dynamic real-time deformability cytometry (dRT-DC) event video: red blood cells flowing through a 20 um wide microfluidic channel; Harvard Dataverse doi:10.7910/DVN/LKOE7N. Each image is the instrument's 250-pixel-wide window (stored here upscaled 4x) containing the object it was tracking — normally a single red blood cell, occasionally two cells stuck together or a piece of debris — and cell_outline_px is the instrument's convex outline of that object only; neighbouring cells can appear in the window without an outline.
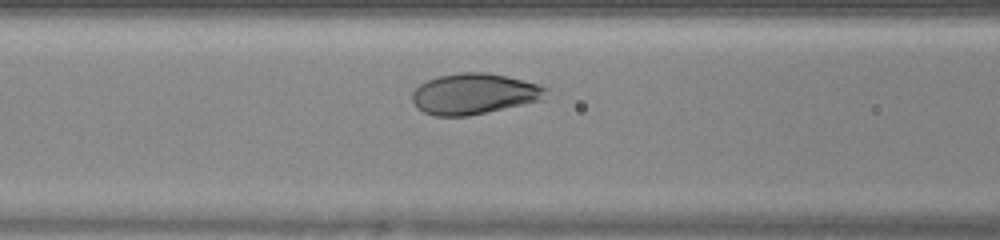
{"species": "human", "species_latin": "Homo sapiens", "temperature_condition": "warm", "stored_images_in_passage": 30, "camera_frame_rate_fps": 3000, "um_per_image_px": 0.085, "donor": {"sex": "female"}, "frame": {"image": 1, "passage_image": 10, "time_ms": 3.0, "image_size_px": [1000, 240], "cell_outline_px": [[548, 88], [540, 100], [524, 104], [468, 116], [436, 116], [424, 112], [416, 108], [412, 100], [412, 92], [420, 84], [428, 80], [440, 76], [460, 72], [488, 72], [508, 76], [536, 84]], "centroid_in_image_um": [40.25, 7.97], "position_along_channel_um": 126.3, "area_um2": 31.62}}
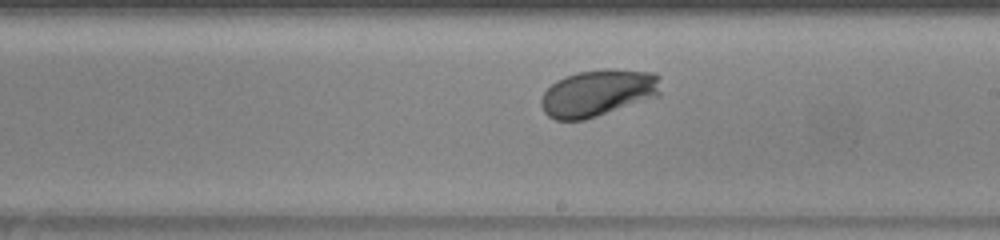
{"frame": {"image": 2, "passage_image": 18, "time_ms": 5.667, "image_size_px": [1000, 240], "cell_outline_px": [[660, 96], [584, 120], [556, 120], [548, 116], [544, 112], [540, 104], [540, 100], [544, 92], [556, 80], [564, 76], [576, 72], [608, 68], [616, 68], [652, 72], [660, 76]], "centroid_in_image_um": [50.84, 7.89], "position_along_channel_um": 238.2, "area_um2": 33.06}}
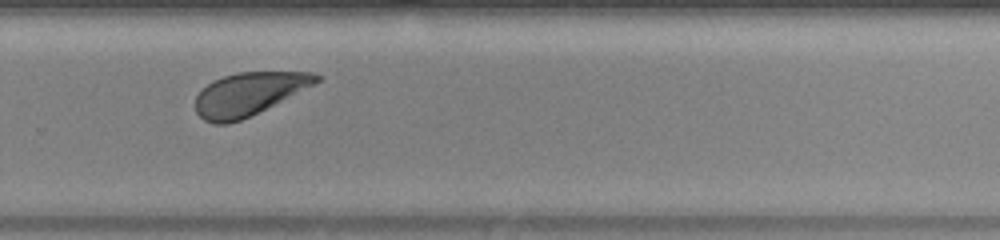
{"frame": {"image": 3, "passage_image": 23, "time_ms": 7.333, "image_size_px": [1000, 240], "cell_outline_px": [[320, 80], [240, 120], [228, 124], [212, 124], [204, 120], [196, 112], [196, 96], [212, 80], [224, 76], [240, 72], [316, 72], [320, 76]], "centroid_in_image_um": [21.07, 7.98], "position_along_channel_um": 308.7, "area_um2": 29.3}, "authors_computed_cell_mechanics": {"area_um2": 31.5877, "velocity_mm_per_s": 4.2278, "shape_relaxation_time_tau1_ms": 1.2732, "shape_relaxation_time_tau2_ms": null, "deformation_change_tau1": 0.1345, "deformation_change_tau2": null}}